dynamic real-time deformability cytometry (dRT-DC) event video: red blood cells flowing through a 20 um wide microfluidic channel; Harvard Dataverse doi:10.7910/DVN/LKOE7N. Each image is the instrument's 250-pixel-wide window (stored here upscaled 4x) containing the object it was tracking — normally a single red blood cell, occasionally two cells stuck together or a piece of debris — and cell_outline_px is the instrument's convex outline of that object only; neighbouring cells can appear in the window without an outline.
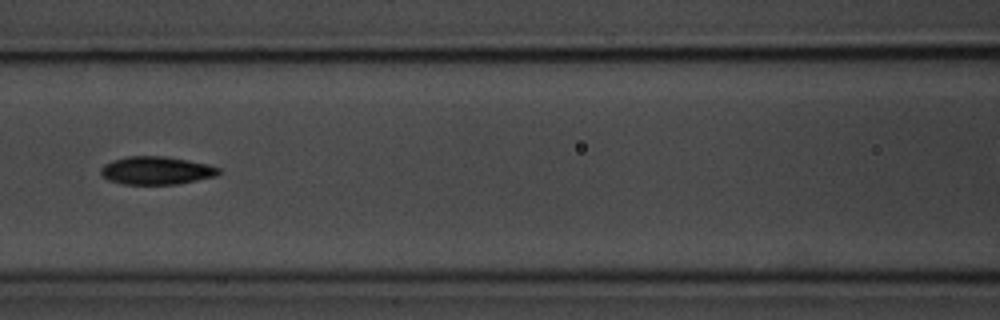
{"species": "common noctule bat (a hibernating species)", "species_latin": "Nyctalus noctula", "temperature_condition": "room temperature", "stored_images_in_passage": 8, "camera_frame_rate_fps": 3000, "um_per_image_px": 0.085, "animal": {"sex": "male", "body_mass_g": 20.1, "forearm_length_mm": 53.5}, "frame": {"image": 1, "passage_image": 8, "time_ms": 7.667, "image_size_px": [1000, 320], "cell_outline_px": [[220, 172], [216, 176], [176, 184], [124, 184], [108, 180], [100, 172], [100, 168], [104, 164], [112, 160], [128, 156], [164, 156], [188, 160], [208, 164], [220, 168]], "centroid_in_image_um": [13.28, 14.48], "position_along_channel_um": 153.3, "area_um2": 19.19}}